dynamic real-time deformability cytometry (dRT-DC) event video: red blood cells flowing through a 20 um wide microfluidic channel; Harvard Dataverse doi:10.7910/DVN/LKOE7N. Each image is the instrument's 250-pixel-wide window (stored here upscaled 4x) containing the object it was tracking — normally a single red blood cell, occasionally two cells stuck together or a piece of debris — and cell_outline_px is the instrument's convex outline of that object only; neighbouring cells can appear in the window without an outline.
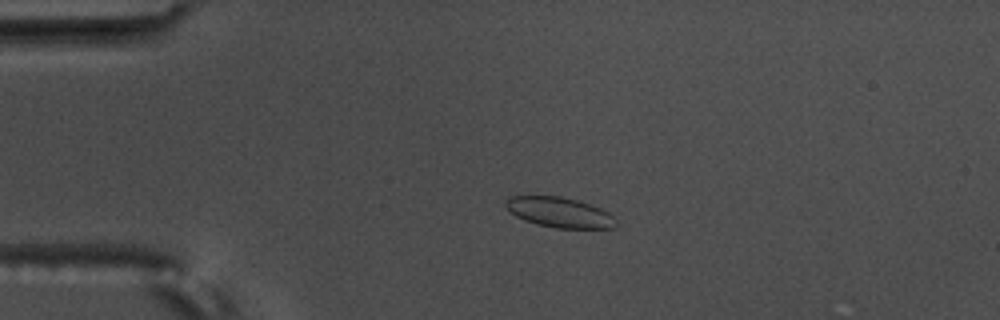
{"species": "common noctule bat (a hibernating species)", "species_latin": "Nyctalus noctula", "temperature_condition": "warm", "stored_images_in_passage": 3, "camera_frame_rate_fps": 3000, "um_per_image_px": 0.085, "animal": {"sex": "male", "body_mass_g": 17.5, "forearm_length_mm": 52.3}, "frame": {"image": 1, "passage_image": 2, "time_ms": 0.333, "image_size_px": [1000, 320], "cell_outline_px": [[616, 228], [556, 228], [536, 224], [524, 220], [516, 216], [504, 204], [504, 200], [508, 196], [560, 196], [576, 200], [600, 208], [608, 212], [612, 216], [616, 224]], "centroid_in_image_um": [47.53, 18.05], "position_along_channel_um": 37.5, "area_um2": 19.25}}